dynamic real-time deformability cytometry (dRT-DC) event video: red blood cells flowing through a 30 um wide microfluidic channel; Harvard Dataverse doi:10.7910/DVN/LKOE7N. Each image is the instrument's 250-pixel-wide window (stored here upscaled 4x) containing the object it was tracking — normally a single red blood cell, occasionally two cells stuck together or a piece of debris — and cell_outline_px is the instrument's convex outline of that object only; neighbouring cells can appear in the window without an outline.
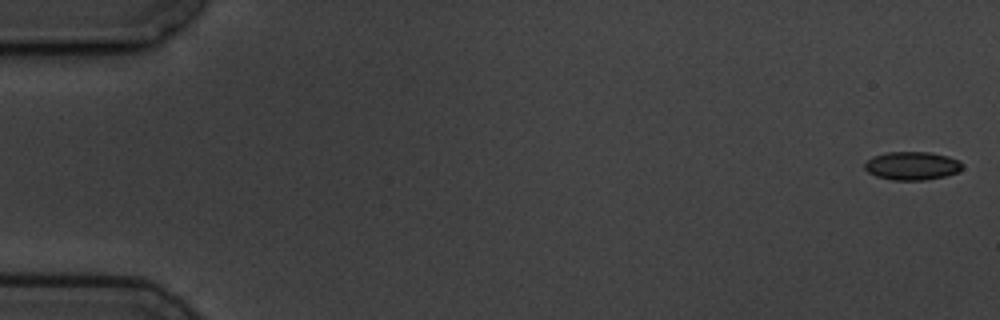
{"species": "common noctule bat (a hibernating species)", "species_latin": "Nyctalus noctula", "temperature_condition": "cold", "stored_images_in_passage": 4, "camera_frame_rate_fps": 3000, "um_per_image_px": 0.085, "animal": {"sex": "male", "body_mass_g": 19.5, "forearm_length_mm": 54.6}, "frame": {"image": 1, "passage_image": 4, "time_ms": 4.667, "image_size_px": [1000, 320], "cell_outline_px": [[964, 168], [956, 172], [944, 176], [924, 180], [892, 180], [876, 176], [868, 172], [864, 168], [864, 164], [872, 156], [888, 152], [928, 152], [948, 156], [960, 160], [964, 164]], "centroid_in_image_um": [77.54, 14.09], "position_along_channel_um": 7.5, "area_um2": 16.18}}